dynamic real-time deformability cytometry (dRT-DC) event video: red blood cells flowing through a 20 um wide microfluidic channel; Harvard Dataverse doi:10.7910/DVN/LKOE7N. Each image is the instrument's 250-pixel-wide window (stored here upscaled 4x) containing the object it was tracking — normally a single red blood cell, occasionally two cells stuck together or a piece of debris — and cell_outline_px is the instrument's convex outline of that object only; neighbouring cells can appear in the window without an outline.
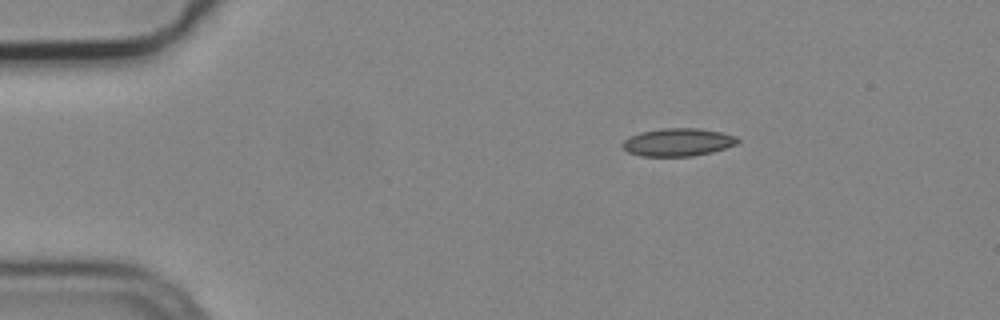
{"species": "common noctule bat (a hibernating species)", "species_latin": "Nyctalus noctula", "temperature_condition": "cold", "stored_images_in_passage": 2, "camera_frame_rate_fps": 3000, "um_per_image_px": 0.085, "animal": {"sex": "male", "body_mass_g": 19.2, "forearm_length_mm": 51.8}, "frame": {"image": 1, "passage_image": 1, "time_ms": 0.0, "image_size_px": [1000, 320], "cell_outline_px": [[740, 140], [736, 144], [712, 152], [692, 156], [640, 156], [628, 152], [620, 144], [624, 140], [640, 132], [664, 128], [696, 128], [720, 132], [736, 136]], "centroid_in_image_um": [57.61, 12.09], "position_along_channel_um": 27.4, "area_um2": 18.55}}